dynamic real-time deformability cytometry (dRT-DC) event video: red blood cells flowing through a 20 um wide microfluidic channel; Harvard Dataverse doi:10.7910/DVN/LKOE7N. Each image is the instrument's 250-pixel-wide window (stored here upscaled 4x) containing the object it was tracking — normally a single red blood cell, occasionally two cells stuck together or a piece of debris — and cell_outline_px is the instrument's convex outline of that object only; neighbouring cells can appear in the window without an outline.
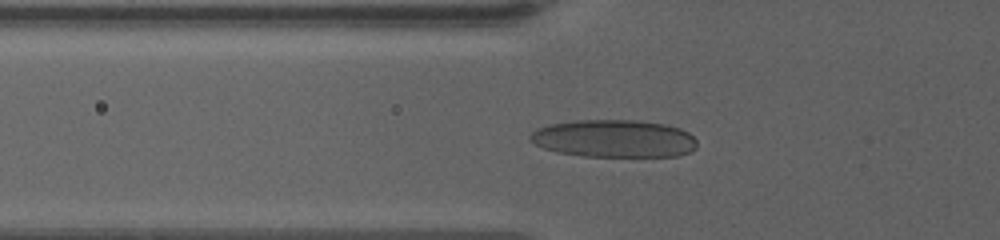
{"species": "human", "species_latin": "Homo sapiens", "temperature_condition": "warm", "stored_images_in_passage": 22, "camera_frame_rate_fps": 3000, "um_per_image_px": 0.085, "donor": {"sex": "female"}, "frame": {"image": 1, "passage_image": 22, "time_ms": 7.0, "image_size_px": [1000, 240], "cell_outline_px": [[696, 148], [688, 152], [676, 156], [584, 156], [556, 152], [544, 148], [528, 140], [528, 136], [536, 128], [548, 124], [580, 120], [636, 120], [664, 124], [680, 128], [688, 132], [696, 140]], "centroid_in_image_um": [52.16, 11.77], "position_along_channel_um": 73.6, "area_um2": 36.59}}